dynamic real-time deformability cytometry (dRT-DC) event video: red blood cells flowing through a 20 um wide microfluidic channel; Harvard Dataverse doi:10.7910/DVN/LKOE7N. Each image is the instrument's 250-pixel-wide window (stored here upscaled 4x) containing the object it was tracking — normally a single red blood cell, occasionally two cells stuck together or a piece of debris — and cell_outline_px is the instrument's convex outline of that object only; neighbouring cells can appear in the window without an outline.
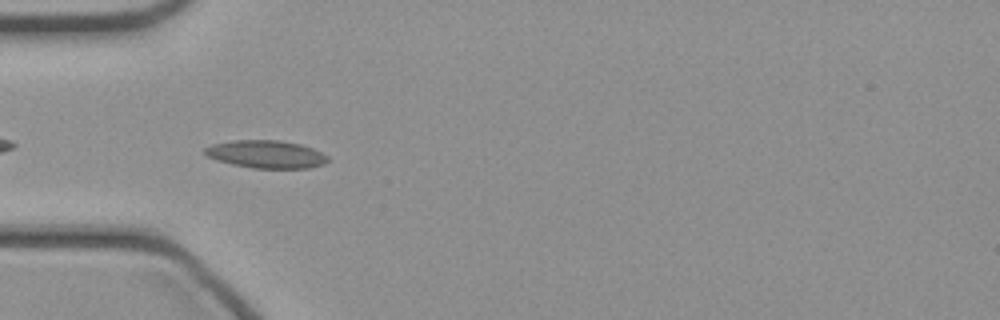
{"species": "common noctule bat (a hibernating species)", "species_latin": "Nyctalus noctula", "temperature_condition": "cold", "stored_images_in_passage": 34, "camera_frame_rate_fps": 3000, "um_per_image_px": 0.085, "animal": {"sex": "female", "body_mass_g": 21.9}, "frame": {"image": 1, "passage_image": 2, "time_ms": 0.333, "image_size_px": [1000, 320], "cell_outline_px": [[328, 160], [324, 164], [308, 168], [252, 168], [232, 164], [216, 160], [204, 156], [204, 148], [212, 144], [232, 140], [280, 140], [300, 144], [312, 148], [328, 156]], "centroid_in_image_um": [22.58, 13.11], "position_along_channel_um": 62.4, "area_um2": 20.0}}
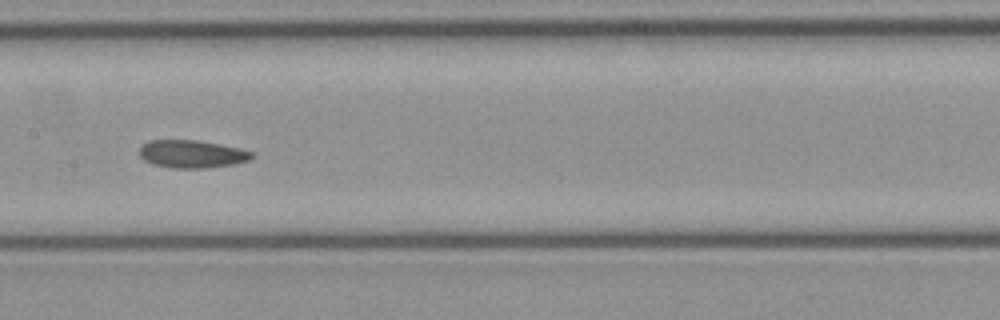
{"frame": {"image": 2, "passage_image": 11, "time_ms": 3.333, "image_size_px": [1000, 320], "cell_outline_px": [[252, 160], [232, 164], [204, 168], [172, 168], [152, 164], [144, 160], [140, 156], [140, 144], [148, 140], [196, 140], [220, 144], [240, 148], [252, 152]], "centroid_in_image_um": [16.28, 13.08], "position_along_channel_um": 191.1, "area_um2": 18.26}}
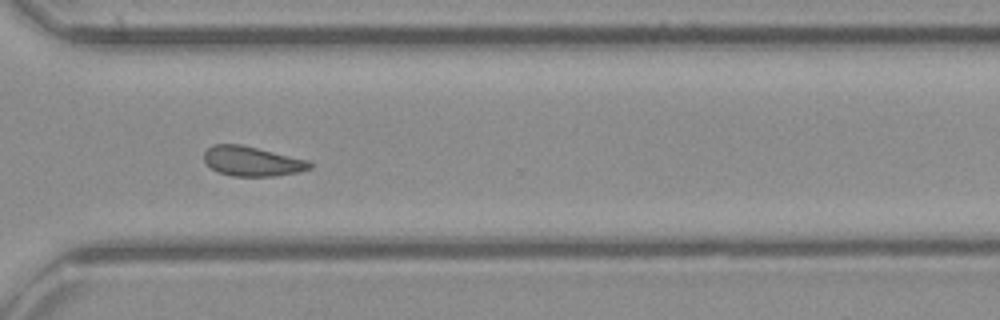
{"frame": {"image": 3, "passage_image": 22, "time_ms": 7.0, "image_size_px": [1000, 320], "cell_outline_px": [[312, 168], [300, 172], [276, 176], [232, 176], [220, 172], [212, 168], [204, 160], [204, 152], [212, 144], [240, 144], [308, 160], [312, 164]], "centroid_in_image_um": [21.44, 13.71], "position_along_channel_um": 349.2, "area_um2": 18.21}}